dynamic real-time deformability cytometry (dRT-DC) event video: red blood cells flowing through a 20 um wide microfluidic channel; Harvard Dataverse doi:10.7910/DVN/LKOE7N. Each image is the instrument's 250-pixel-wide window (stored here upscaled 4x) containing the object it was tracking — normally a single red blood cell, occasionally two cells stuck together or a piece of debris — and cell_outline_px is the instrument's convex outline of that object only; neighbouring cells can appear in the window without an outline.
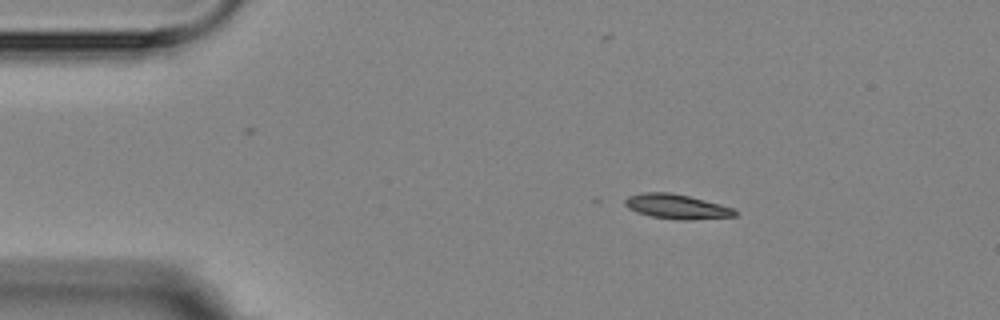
{"species": "Egyptian fruit bat (a non-hibernating species)", "species_latin": "Rousettus aegyptiacus", "temperature_condition": "room temperature", "stored_images_in_passage": 4, "camera_frame_rate_fps": 3000, "um_per_image_px": 0.085, "animal": {"sex": "female"}, "frame": {"image": 1, "passage_image": 3, "time_ms": 2.333, "image_size_px": [1000, 320], "cell_outline_px": [[736, 216], [688, 220], [680, 220], [652, 216], [636, 212], [628, 208], [624, 204], [624, 200], [628, 196], [644, 192], [672, 192], [720, 204], [732, 208], [736, 212]], "centroid_in_image_um": [57.48, 17.55], "position_along_channel_um": 27.5, "area_um2": 15.66}}